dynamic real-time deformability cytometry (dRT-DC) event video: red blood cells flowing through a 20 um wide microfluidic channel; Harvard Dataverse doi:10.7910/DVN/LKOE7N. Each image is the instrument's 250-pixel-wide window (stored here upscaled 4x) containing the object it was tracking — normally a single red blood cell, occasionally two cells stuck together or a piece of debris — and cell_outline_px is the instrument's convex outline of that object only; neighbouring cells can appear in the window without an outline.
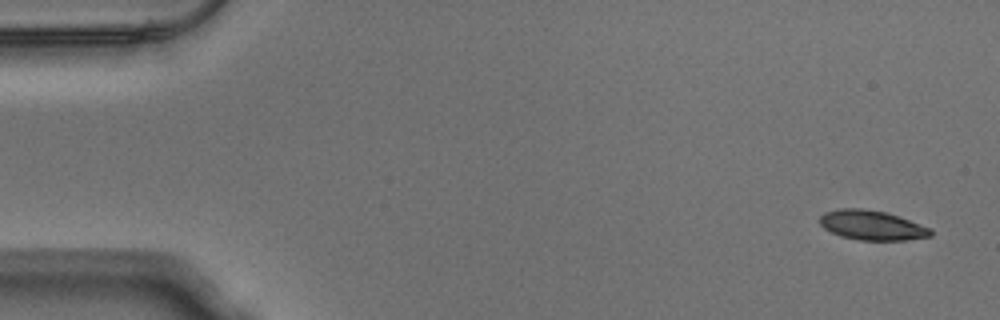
{"species": "Egyptian fruit bat (a non-hibernating species)", "species_latin": "Rousettus aegyptiacus", "temperature_condition": "warm", "stored_images_in_passage": 51, "camera_frame_rate_fps": 3000, "um_per_image_px": 0.085, "animal": {"sex": "male"}, "frame": {"image": 1, "passage_image": 1, "time_ms": 0.0, "image_size_px": [1000, 320], "cell_outline_px": [[932, 236], [904, 240], [856, 240], [840, 236], [824, 228], [820, 224], [820, 216], [824, 212], [840, 208], [864, 208], [884, 212], [932, 228]], "centroid_in_image_um": [74.09, 19.15], "position_along_channel_um": 10.9, "area_um2": 19.07}}
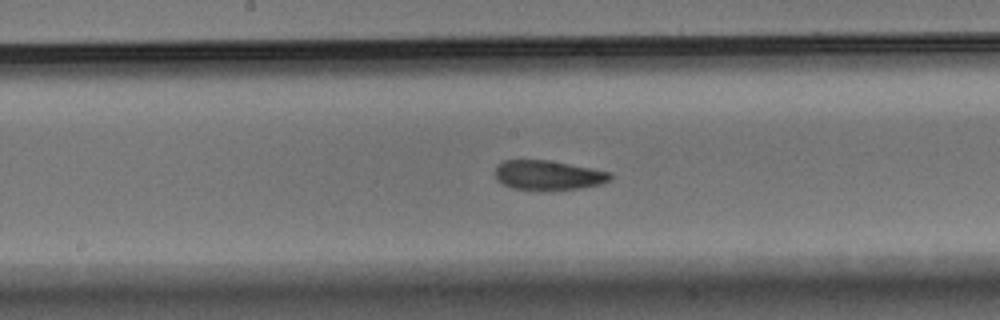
{"frame": {"image": 2, "passage_image": 26, "time_ms": 8.333, "image_size_px": [1000, 320], "cell_outline_px": [[612, 176], [608, 180], [600, 184], [580, 188], [548, 192], [512, 188], [496, 180], [496, 168], [504, 160], [548, 160], [592, 168], [612, 172]], "centroid_in_image_um": [46.6, 14.92], "position_along_channel_um": 201.6, "area_um2": 20.11}}
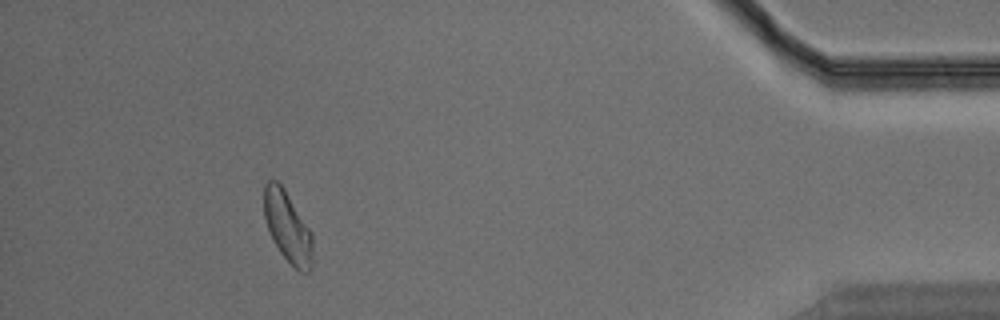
{"frame": {"image": 3, "passage_image": 47, "time_ms": 15.333, "image_size_px": [1000, 320], "cell_outline_px": [[312, 268], [308, 272], [300, 272], [280, 252], [268, 228], [264, 216], [264, 184], [268, 180], [276, 180], [284, 188], [312, 232]], "centroid_in_image_um": [24.46, 19.27], "position_along_channel_um": 410.7, "area_um2": 19.83}, "authors_computed_cell_mechanics": {"area_um2": 19.9988, "velocity_mm_per_s": 3.8104, "shape_relaxation_time_tau1_ms": 3.5264, "shape_relaxation_time_tau2_ms": 1.8091, "deformation_change_tau1": 0.1243, "deformation_change_tau2": 0.075}}